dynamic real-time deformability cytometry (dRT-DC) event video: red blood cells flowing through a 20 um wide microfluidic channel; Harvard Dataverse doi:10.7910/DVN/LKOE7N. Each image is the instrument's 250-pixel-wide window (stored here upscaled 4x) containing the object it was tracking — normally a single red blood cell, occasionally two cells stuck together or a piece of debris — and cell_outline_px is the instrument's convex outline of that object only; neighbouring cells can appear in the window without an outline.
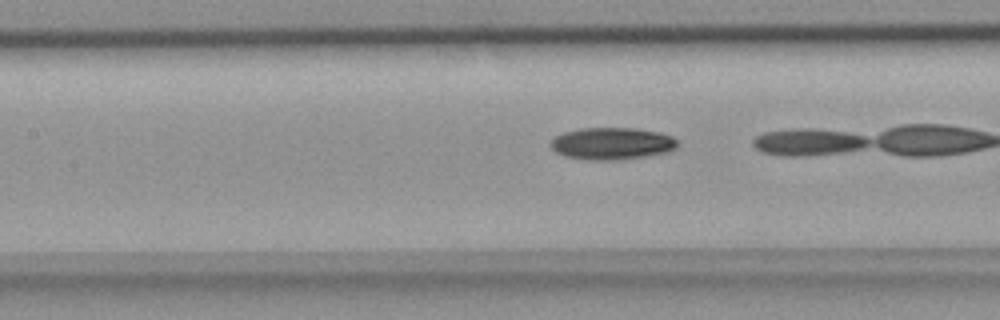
{"species": "common noctule bat (a hibernating species)", "species_latin": "Nyctalus noctula", "temperature_condition": "room temperature", "stored_images_in_passage": 27, "camera_frame_rate_fps": 3000, "um_per_image_px": 0.085, "animal": {"sex": "female", "body_mass_g": 18.4}, "frame": {"image": 1, "passage_image": 20, "time_ms": 6.333, "image_size_px": [1000, 320], "cell_outline_px": [[680, 144], [676, 148], [668, 152], [644, 156], [612, 160], [592, 160], [564, 156], [556, 152], [548, 144], [556, 136], [564, 132], [580, 128], [636, 128], [660, 132], [672, 136]], "centroid_in_image_um": [52.02, 12.19], "position_along_channel_um": 155.4, "area_um2": 23.76}}